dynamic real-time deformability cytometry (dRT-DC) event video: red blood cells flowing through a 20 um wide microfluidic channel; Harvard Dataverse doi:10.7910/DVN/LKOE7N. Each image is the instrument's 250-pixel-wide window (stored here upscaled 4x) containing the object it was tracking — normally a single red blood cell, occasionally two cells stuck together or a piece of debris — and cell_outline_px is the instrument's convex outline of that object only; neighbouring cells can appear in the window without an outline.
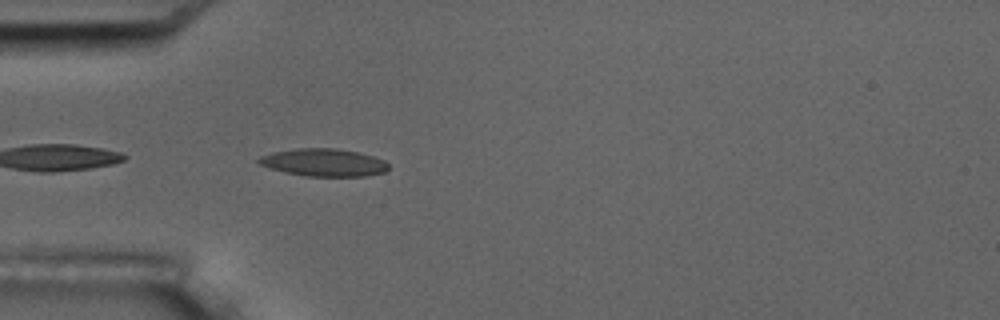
{"species": "common noctule bat (a hibernating species)", "species_latin": "Nyctalus noctula", "temperature_condition": "room temperature", "stored_images_in_passage": 5, "camera_frame_rate_fps": 3000, "um_per_image_px": 0.085, "animal": {"sex": "male", "body_mass_g": 17.5, "forearm_length_mm": 52.3}, "frame": {"image": 1, "passage_image": 5, "time_ms": 5.333, "image_size_px": [1000, 320], "cell_outline_px": [[388, 168], [384, 172], [364, 176], [304, 176], [284, 172], [268, 168], [260, 164], [256, 160], [260, 156], [272, 152], [296, 148], [336, 148], [356, 152], [372, 156], [384, 160], [388, 164]], "centroid_in_image_um": [27.47, 13.81], "position_along_channel_um": 57.5, "area_um2": 20.87}}